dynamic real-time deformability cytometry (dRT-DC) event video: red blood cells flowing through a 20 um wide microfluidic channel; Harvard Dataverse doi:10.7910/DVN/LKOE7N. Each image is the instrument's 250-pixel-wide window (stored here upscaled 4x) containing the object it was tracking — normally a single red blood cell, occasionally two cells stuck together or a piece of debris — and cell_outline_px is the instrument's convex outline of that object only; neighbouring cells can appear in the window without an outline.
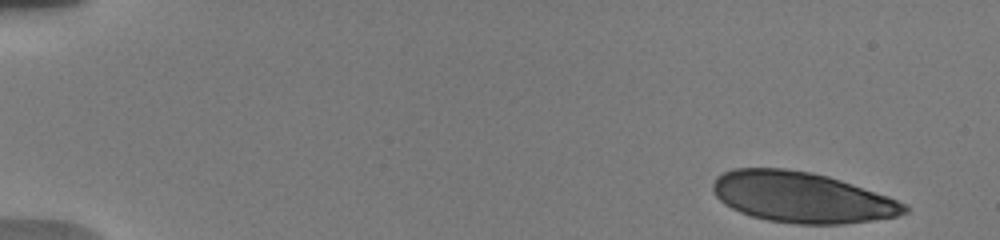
{"species": "human", "species_latin": "Homo sapiens", "temperature_condition": "warm", "stored_images_in_passage": 9, "camera_frame_rate_fps": 3000, "um_per_image_px": 0.085, "donor": {"sex": "male"}, "frame": {"image": 1, "passage_image": 1, "time_ms": 0.0, "image_size_px": [1000, 240], "cell_outline_px": [[908, 212], [896, 216], [872, 220], [840, 224], [796, 224], [768, 220], [752, 216], [740, 212], [724, 204], [716, 196], [712, 188], [712, 184], [716, 176], [732, 168], [784, 168], [812, 172], [828, 176], [888, 196], [904, 204], [908, 208]], "centroid_in_image_um": [68.11, 16.76], "position_along_channel_um": 16.9, "area_um2": 56.3}}